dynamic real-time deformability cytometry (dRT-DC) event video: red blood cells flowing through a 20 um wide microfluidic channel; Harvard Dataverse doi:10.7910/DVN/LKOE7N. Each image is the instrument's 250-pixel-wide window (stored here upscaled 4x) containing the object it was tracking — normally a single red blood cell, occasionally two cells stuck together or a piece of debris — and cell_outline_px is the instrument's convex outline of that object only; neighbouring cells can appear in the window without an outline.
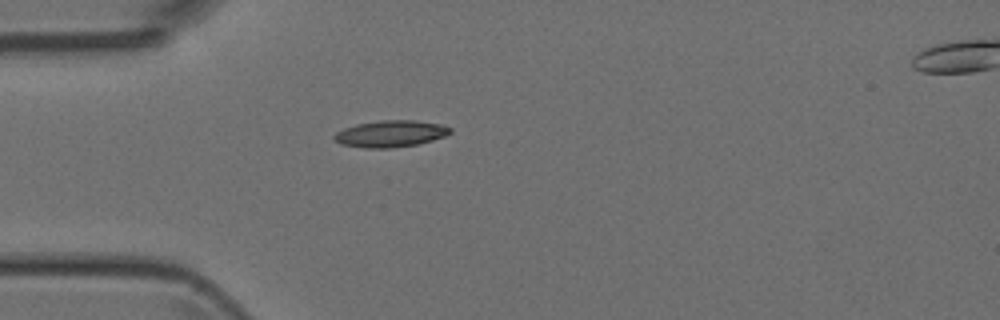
{"species": "Egyptian fruit bat (a non-hibernating species)", "species_latin": "Rousettus aegyptiacus", "temperature_condition": "room temperature", "stored_images_in_passage": 2, "camera_frame_rate_fps": 3000, "um_per_image_px": 0.085, "animal": {"sex": "female"}, "frame": {"image": 1, "passage_image": 1, "time_ms": 0.0, "image_size_px": [1000, 320], "cell_outline_px": [[452, 132], [444, 136], [432, 140], [416, 144], [392, 148], [364, 148], [340, 144], [332, 140], [332, 136], [336, 132], [344, 128], [356, 124], [380, 120], [416, 120], [440, 124], [452, 128]], "centroid_in_image_um": [33.15, 11.36], "position_along_channel_um": 51.8, "area_um2": 18.15}}